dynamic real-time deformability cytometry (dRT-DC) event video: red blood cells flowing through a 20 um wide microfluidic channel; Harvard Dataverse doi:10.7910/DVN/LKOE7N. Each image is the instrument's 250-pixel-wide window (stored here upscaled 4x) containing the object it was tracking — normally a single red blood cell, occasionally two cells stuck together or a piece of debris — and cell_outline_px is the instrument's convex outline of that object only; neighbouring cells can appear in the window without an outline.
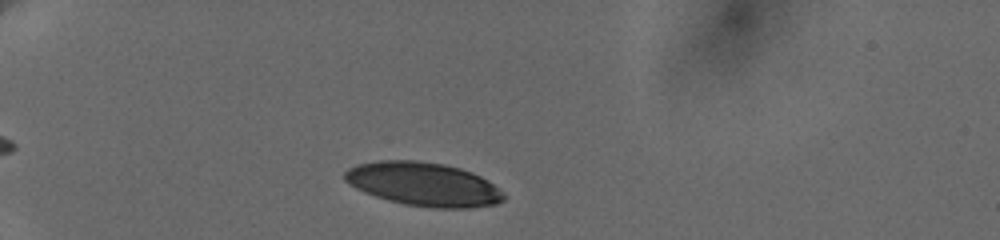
{"species": "human", "species_latin": "Homo sapiens", "temperature_condition": "cold", "stored_images_in_passage": 3, "camera_frame_rate_fps": 3000, "um_per_image_px": 0.085, "donor": {"sex": "female"}, "frame": {"image": 1, "passage_image": 1, "time_ms": 0.0, "image_size_px": [1000, 240], "cell_outline_px": [[508, 196], [504, 200], [496, 204], [472, 208], [432, 208], [404, 204], [388, 200], [364, 192], [348, 184], [344, 180], [344, 172], [348, 168], [356, 164], [380, 160], [416, 160], [444, 164], [460, 168], [472, 172], [488, 180], [500, 188]], "centroid_in_image_um": [36.03, 15.66], "position_along_channel_um": 49.0, "area_um2": 40.92}}